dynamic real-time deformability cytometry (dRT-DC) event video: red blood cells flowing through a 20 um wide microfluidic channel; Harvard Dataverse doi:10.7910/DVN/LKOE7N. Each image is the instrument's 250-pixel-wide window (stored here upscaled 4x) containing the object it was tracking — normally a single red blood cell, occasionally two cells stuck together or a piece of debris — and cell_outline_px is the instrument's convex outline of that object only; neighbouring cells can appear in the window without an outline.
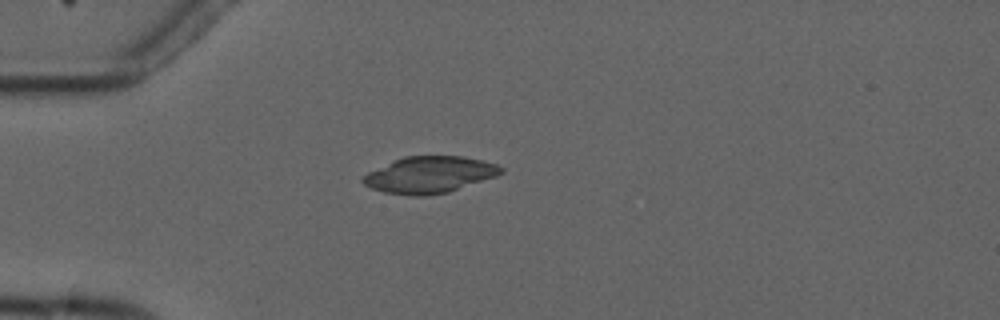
{"species": "common noctule bat (a hibernating species)", "species_latin": "Nyctalus noctula", "temperature_condition": "cold", "stored_images_in_passage": 3, "camera_frame_rate_fps": 3000, "um_per_image_px": 0.085, "animal": {"sex": "male", "forearm_length_mm": 52.5}, "frame": {"image": 1, "passage_image": 3, "time_ms": 2.333, "image_size_px": [1000, 320], "cell_outline_px": [[504, 172], [496, 176], [448, 192], [424, 196], [416, 196], [384, 192], [372, 188], [364, 184], [360, 180], [368, 172], [392, 160], [404, 156], [464, 156], [496, 164], [504, 168]], "centroid_in_image_um": [36.5, 14.85], "position_along_channel_um": 48.5, "area_um2": 29.3}}